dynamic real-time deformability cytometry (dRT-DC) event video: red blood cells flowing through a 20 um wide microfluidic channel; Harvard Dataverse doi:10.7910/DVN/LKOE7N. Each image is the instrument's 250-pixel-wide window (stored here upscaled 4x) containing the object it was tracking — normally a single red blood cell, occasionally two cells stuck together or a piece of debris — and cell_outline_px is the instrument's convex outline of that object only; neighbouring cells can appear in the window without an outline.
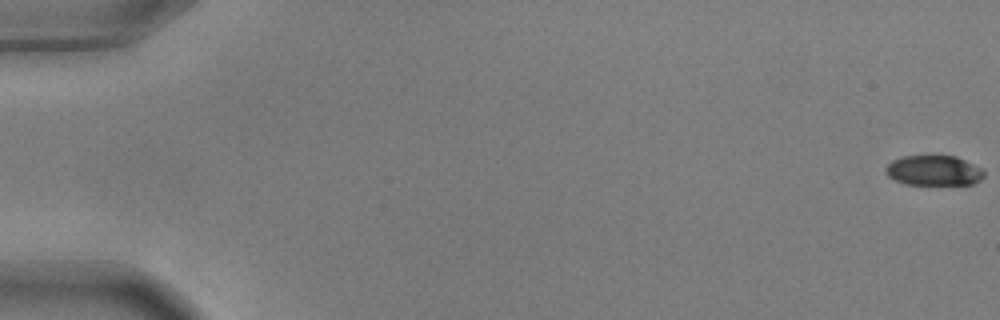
{"species": "common noctule bat (a hibernating species)", "species_latin": "Nyctalus noctula", "temperature_condition": "warm", "stored_images_in_passage": 57, "camera_frame_rate_fps": 3000, "um_per_image_px": 0.085, "animal": {"sex": "male", "body_mass_g": 17.9, "forearm_length_mm": 54.2}, "frame": {"image": 1, "passage_image": 1, "time_ms": 0.0, "image_size_px": [1000, 320], "cell_outline_px": [[984, 176], [980, 180], [972, 184], [904, 184], [888, 176], [884, 172], [884, 168], [892, 160], [904, 156], [956, 156], [984, 168]], "centroid_in_image_um": [79.38, 14.49], "position_along_channel_um": 5.6, "area_um2": 17.34}}
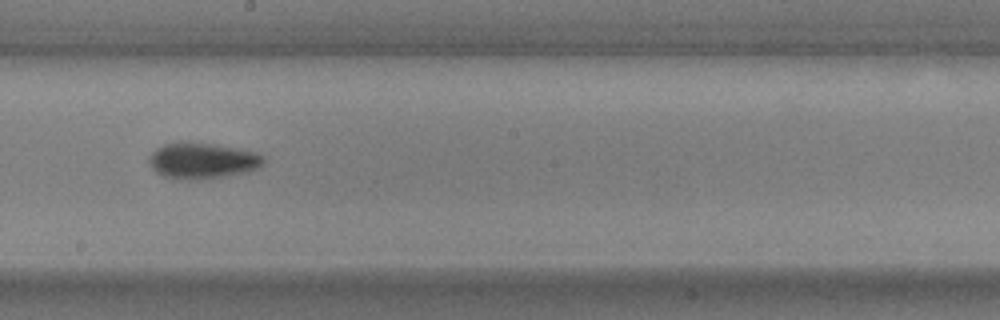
{"frame": {"image": 2, "passage_image": 33, "time_ms": 10.667, "image_size_px": [1000, 320], "cell_outline_px": [[264, 164], [248, 172], [228, 176], [200, 180], [180, 180], [164, 176], [156, 172], [152, 168], [148, 160], [148, 156], [156, 148], [164, 144], [180, 140], [212, 144], [236, 148], [256, 152], [264, 156]], "centroid_in_image_um": [17.17, 13.66], "position_along_channel_um": 231.0, "area_um2": 24.51}}
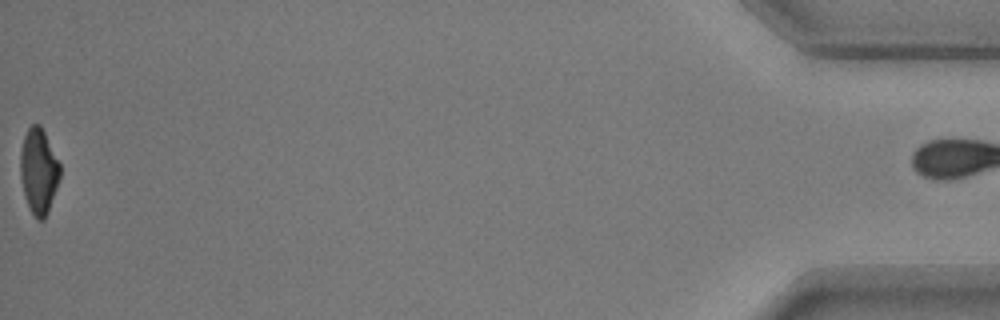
{"frame": {"image": 3, "passage_image": 57, "time_ms": 18.667, "image_size_px": [1000, 320], "cell_outline_px": [[60, 176], [48, 212], [44, 220], [40, 220], [28, 208], [24, 196], [20, 176], [20, 152], [24, 136], [28, 128], [32, 124], [40, 124], [60, 164]], "centroid_in_image_um": [3.27, 14.54], "position_along_channel_um": 431.9, "area_um2": 19.59}, "authors_computed_cell_mechanics": {"area_um2": 21.1548, "velocity_mm_per_s": 3.6704, "shape_relaxation_time_tau1_ms": 4.4691, "shape_relaxation_time_tau2_ms": 7.8703, "deformation_change_tau1": 0.1582, "deformation_change_tau2": 0.1425}}